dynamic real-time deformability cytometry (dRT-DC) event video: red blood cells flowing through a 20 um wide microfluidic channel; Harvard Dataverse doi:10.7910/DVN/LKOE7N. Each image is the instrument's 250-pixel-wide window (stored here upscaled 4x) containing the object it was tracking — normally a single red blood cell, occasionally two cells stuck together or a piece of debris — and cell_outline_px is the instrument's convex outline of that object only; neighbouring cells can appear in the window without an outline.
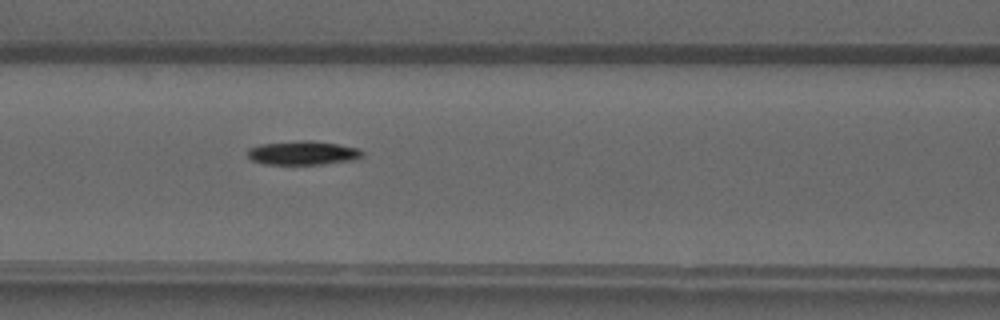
{"species": "common noctule bat (a hibernating species)", "species_latin": "Nyctalus noctula", "temperature_condition": "warm", "stored_images_in_passage": 35, "camera_frame_rate_fps": 3000, "um_per_image_px": 0.085, "animal": {"sex": "male", "forearm_length_mm": 52.5}, "frame": {"image": 1, "passage_image": 13, "time_ms": 4.0, "image_size_px": [1000, 320], "cell_outline_px": [[364, 152], [360, 156], [352, 160], [324, 164], [264, 164], [252, 160], [248, 156], [248, 148], [260, 144], [300, 140], [312, 140], [360, 148]], "centroid_in_image_um": [25.73, 12.99], "position_along_channel_um": 140.9, "area_um2": 15.95}}
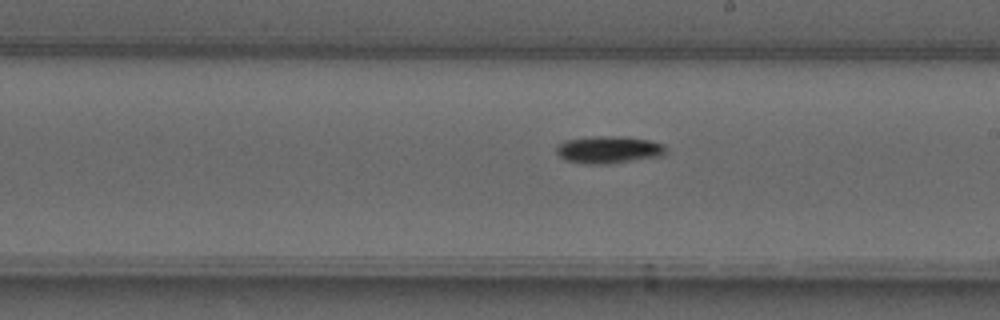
{"frame": {"image": 2, "passage_image": 20, "time_ms": 6.333, "image_size_px": [1000, 320], "cell_outline_px": [[668, 148], [664, 156], [608, 164], [584, 164], [564, 160], [556, 152], [556, 148], [564, 140], [592, 136], [628, 136], [648, 140], [664, 144]], "centroid_in_image_um": [51.77, 12.72], "position_along_channel_um": 237.2, "area_um2": 17.8}}
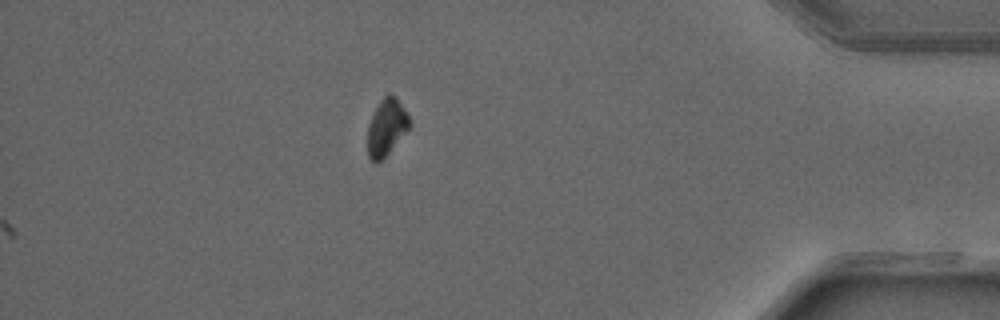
{"frame": {"image": 3, "passage_image": 35, "time_ms": 11.333, "image_size_px": [1000, 320], "cell_outline_px": [[412, 124], [388, 152], [376, 164], [368, 156], [368, 124], [380, 100], [388, 92], [396, 96], [404, 108]], "centroid_in_image_um": [32.85, 10.77], "position_along_channel_um": 402.3, "area_um2": 13.58}, "authors_computed_cell_mechanics": {"area_um2": 15.6638, "velocity_mm_per_s": 4.1502, "shape_relaxation_time_tau1_ms": 8.7802, "shape_relaxation_time_tau2_ms": null, "deformation_change_tau1": 0.208, "deformation_change_tau2": null}}